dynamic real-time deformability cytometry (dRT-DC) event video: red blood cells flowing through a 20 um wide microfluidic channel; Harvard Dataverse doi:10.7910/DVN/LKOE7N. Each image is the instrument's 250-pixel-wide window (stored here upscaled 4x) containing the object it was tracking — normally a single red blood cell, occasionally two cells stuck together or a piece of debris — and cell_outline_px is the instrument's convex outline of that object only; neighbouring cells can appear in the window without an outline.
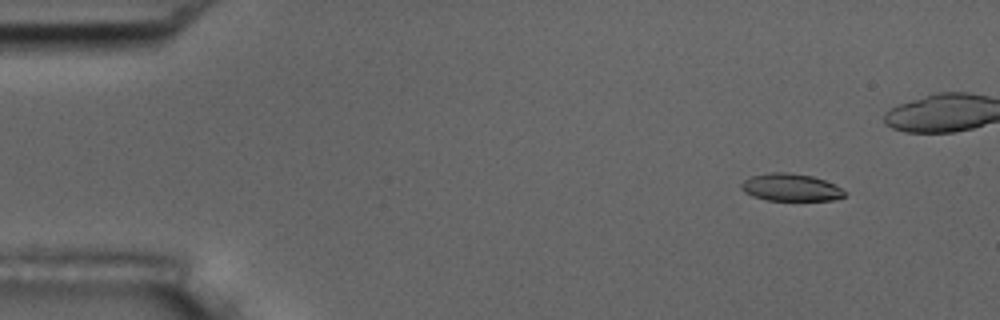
{"species": "common noctule bat (a hibernating species)", "species_latin": "Nyctalus noctula", "temperature_condition": "room temperature", "stored_images_in_passage": 5, "camera_frame_rate_fps": 3000, "um_per_image_px": 0.085, "animal": {"sex": "male", "body_mass_g": 17.5, "forearm_length_mm": 52.3}, "frame": {"image": 1, "passage_image": 2, "time_ms": 1.333, "image_size_px": [1000, 320], "cell_outline_px": [[844, 196], [832, 200], [768, 200], [752, 196], [744, 192], [740, 188], [740, 184], [744, 180], [752, 176], [772, 172], [788, 172], [812, 176], [824, 180], [840, 188], [844, 192]], "centroid_in_image_um": [67.15, 15.92], "position_along_channel_um": 17.8, "area_um2": 16.3}}